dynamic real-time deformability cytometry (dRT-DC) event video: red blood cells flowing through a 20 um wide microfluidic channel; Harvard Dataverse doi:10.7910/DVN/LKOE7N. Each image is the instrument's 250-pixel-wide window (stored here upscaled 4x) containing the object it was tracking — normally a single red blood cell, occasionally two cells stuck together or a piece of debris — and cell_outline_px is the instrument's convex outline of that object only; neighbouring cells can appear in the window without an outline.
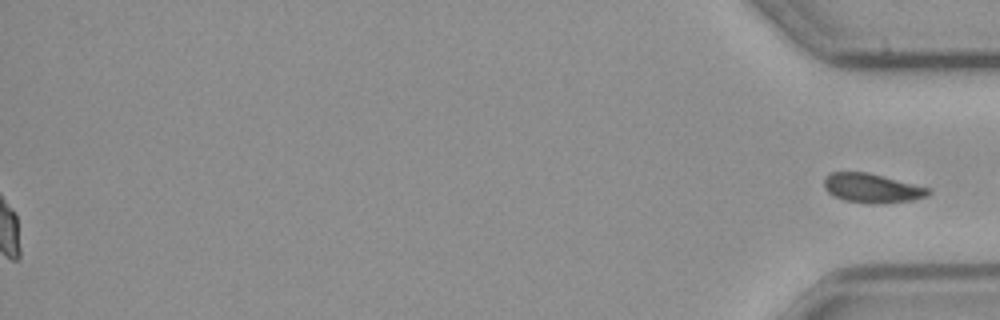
{"species": "common noctule bat (a hibernating species)", "species_latin": "Nyctalus noctula", "temperature_condition": "cold", "stored_images_in_passage": 58, "segment_of_instrument_passage": [2, 2], "camera_frame_rate_fps": 3000, "um_per_image_px": 0.085, "animal": {"sex": "male", "body_mass_g": 23.1, "forearm_length_mm": 52.7}, "frame": {"image": 1, "passage_image": 58, "time_ms": 19.0, "image_size_px": [1000, 320], "cell_outline_px": [[932, 192], [928, 196], [912, 200], [872, 204], [844, 200], [832, 196], [824, 188], [824, 180], [832, 172], [868, 172], [932, 188]], "centroid_in_image_um": [74.16, 15.99], "position_along_channel_um": 361.0, "area_um2": 17.86}}